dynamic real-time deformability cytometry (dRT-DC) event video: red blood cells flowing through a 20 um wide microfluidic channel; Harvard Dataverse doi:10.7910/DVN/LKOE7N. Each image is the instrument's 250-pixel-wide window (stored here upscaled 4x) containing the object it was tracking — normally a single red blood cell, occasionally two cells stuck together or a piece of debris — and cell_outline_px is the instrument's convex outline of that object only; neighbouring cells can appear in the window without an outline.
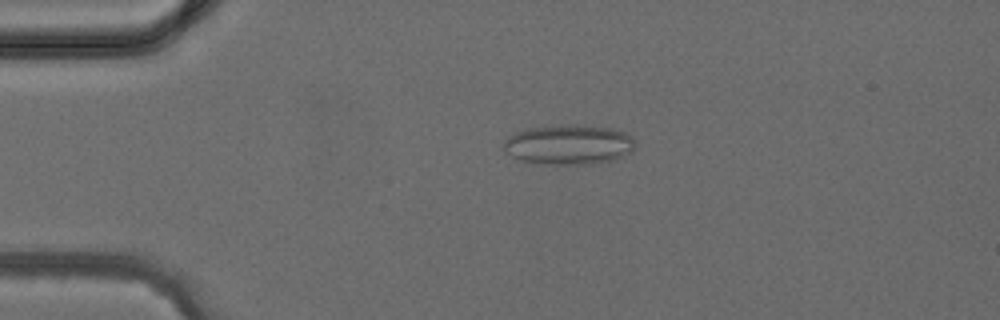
{"species": "common noctule bat (a hibernating species)", "species_latin": "Nyctalus noctula", "temperature_condition": "cold", "stored_images_in_passage": 5, "camera_frame_rate_fps": 3000, "um_per_image_px": 0.085, "animal": {"sex": "female", "body_mass_g": 24.6, "forearm_length_mm": 56.2}, "frame": {"image": 1, "passage_image": 3, "time_ms": 2.0, "image_size_px": [1000, 320], "cell_outline_px": [[636, 148], [612, 160], [592, 164], [540, 164], [520, 160], [512, 156], [500, 144], [508, 136], [516, 132], [528, 128], [560, 124], [576, 124], [612, 128], [624, 132], [632, 136], [636, 144]], "centroid_in_image_um": [48.32, 12.28], "position_along_channel_um": 36.7, "area_um2": 30.87}}